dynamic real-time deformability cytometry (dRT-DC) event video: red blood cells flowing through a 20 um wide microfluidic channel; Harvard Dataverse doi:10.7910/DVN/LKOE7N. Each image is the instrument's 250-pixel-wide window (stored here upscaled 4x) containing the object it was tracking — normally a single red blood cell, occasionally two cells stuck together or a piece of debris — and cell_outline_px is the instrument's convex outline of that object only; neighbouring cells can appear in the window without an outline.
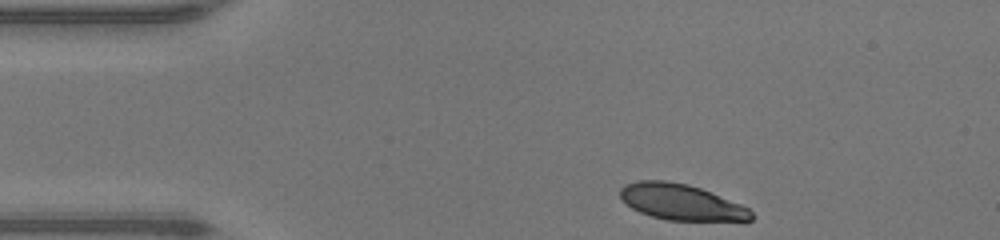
{"species": "human", "species_latin": "Homo sapiens", "temperature_condition": "warm", "stored_images_in_passage": 35, "camera_frame_rate_fps": 3000, "um_per_image_px": 0.085, "donor": {"sex": "male"}, "frame": {"image": 1, "passage_image": 1, "time_ms": 0.0, "image_size_px": [1000, 240], "cell_outline_px": [[752, 220], [744, 224], [668, 220], [652, 216], [640, 212], [632, 208], [620, 196], [620, 188], [624, 184], [640, 180], [664, 180], [688, 184], [700, 188], [740, 204], [748, 208], [752, 212]], "centroid_in_image_um": [58.01, 17.23], "position_along_channel_um": 27.0, "area_um2": 28.21}}
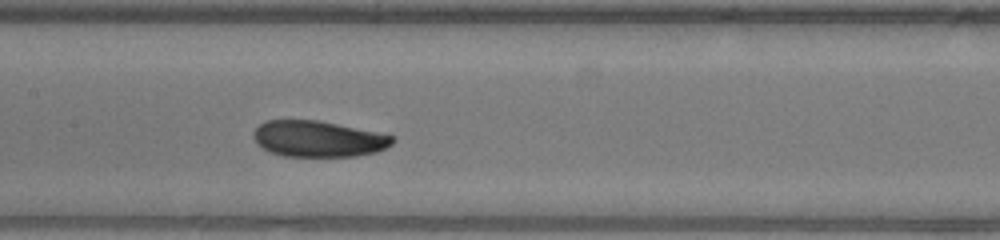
{"frame": {"image": 2, "passage_image": 16, "time_ms": 5.0, "image_size_px": [1000, 240], "cell_outline_px": [[396, 140], [392, 144], [376, 152], [356, 156], [284, 156], [272, 152], [256, 144], [252, 136], [252, 132], [264, 120], [316, 120], [336, 124], [392, 136]], "centroid_in_image_um": [26.99, 11.8], "position_along_channel_um": 180.4, "area_um2": 28.9}}
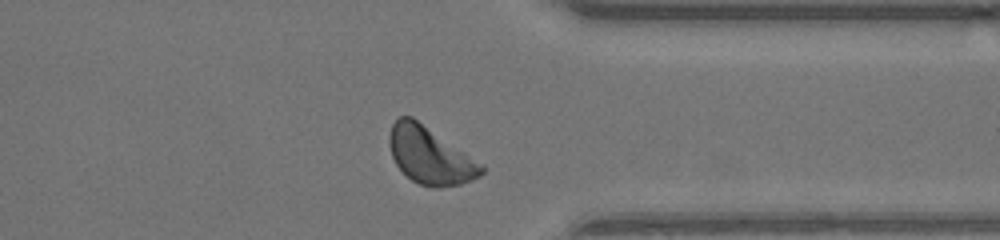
{"frame": {"image": 3, "passage_image": 30, "time_ms": 9.667, "image_size_px": [1000, 240], "cell_outline_px": [[484, 172], [480, 176], [472, 180], [460, 184], [440, 188], [432, 188], [420, 184], [412, 180], [396, 164], [392, 156], [388, 144], [388, 136], [392, 124], [400, 116], [412, 116], [484, 164]], "centroid_in_image_um": [36.57, 13.22], "position_along_channel_um": 374.8, "area_um2": 30.75}, "authors_computed_cell_mechanics": {"area_um2": 29.7092, "velocity_mm_per_s": 4.2938, "shape_relaxation_time_tau1_ms": 1.9667, "shape_relaxation_time_tau2_ms": null, "deformation_change_tau1": 0.0961, "deformation_change_tau2": null}}